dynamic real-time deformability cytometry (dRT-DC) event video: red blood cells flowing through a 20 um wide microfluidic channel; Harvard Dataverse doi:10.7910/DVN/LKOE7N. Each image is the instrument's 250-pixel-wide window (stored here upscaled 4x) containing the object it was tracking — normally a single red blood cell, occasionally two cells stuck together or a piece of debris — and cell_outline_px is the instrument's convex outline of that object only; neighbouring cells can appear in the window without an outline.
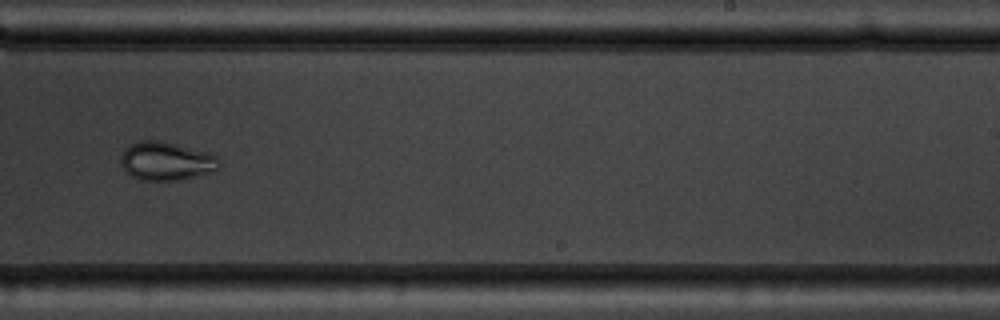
{"species": "common noctule bat (a hibernating species)", "species_latin": "Nyctalus noctula", "temperature_condition": "warm", "stored_images_in_passage": 11, "camera_frame_rate_fps": 3000, "um_per_image_px": 0.085, "animal": {"sex": "male", "body_mass_g": 19.5, "forearm_length_mm": 54.6}, "frame": {"image": 1, "passage_image": 11, "time_ms": 12.0, "image_size_px": [1000, 320], "cell_outline_px": [[220, 164], [216, 172], [180, 180], [144, 180], [132, 176], [124, 168], [120, 160], [120, 156], [132, 144], [140, 140], [156, 140], [176, 144], [212, 152], [220, 160]], "centroid_in_image_um": [14.22, 13.7], "position_along_channel_um": 274.8, "area_um2": 22.14}}